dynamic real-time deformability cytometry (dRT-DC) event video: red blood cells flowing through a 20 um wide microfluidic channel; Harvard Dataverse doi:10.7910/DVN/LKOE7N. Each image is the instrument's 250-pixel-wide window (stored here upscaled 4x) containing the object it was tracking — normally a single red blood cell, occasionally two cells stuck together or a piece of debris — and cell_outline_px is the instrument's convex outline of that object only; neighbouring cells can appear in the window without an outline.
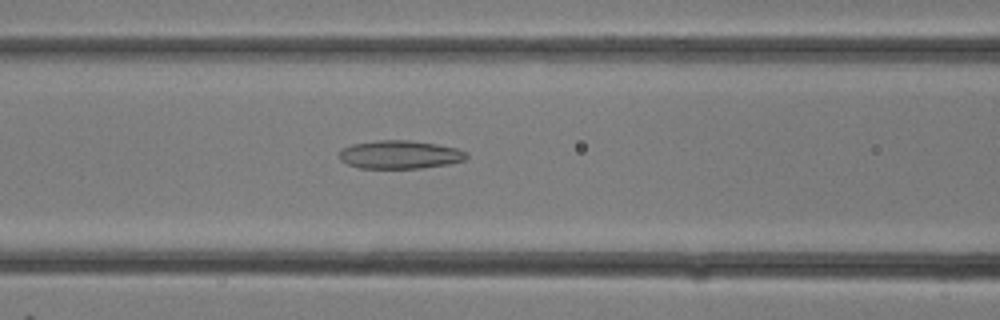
{"species": "common noctule bat (a hibernating species)", "species_latin": "Nyctalus noctula", "temperature_condition": "room temperature", "stored_images_in_passage": 8, "camera_frame_rate_fps": 3000, "um_per_image_px": 0.085, "animal": {"sex": "female"}, "frame": {"image": 1, "passage_image": 6, "time_ms": 1.667, "image_size_px": [1000, 320], "cell_outline_px": [[468, 156], [464, 160], [448, 164], [420, 168], [360, 168], [348, 164], [340, 160], [340, 148], [352, 144], [376, 140], [408, 140], [436, 144], [456, 148], [468, 152]], "centroid_in_image_um": [33.98, 13.14], "position_along_channel_um": 132.6, "area_um2": 20.98}}
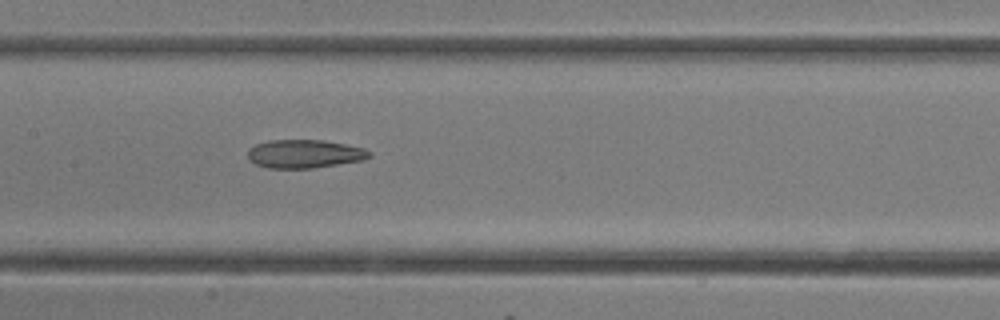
{"frame": {"image": 2, "passage_image": 8, "time_ms": 2.333, "image_size_px": [1000, 320], "cell_outline_px": [[372, 156], [364, 160], [312, 168], [268, 168], [256, 164], [248, 160], [248, 148], [256, 144], [268, 140], [324, 140], [364, 148], [372, 152]], "centroid_in_image_um": [25.88, 13.07], "position_along_channel_um": 181.5, "area_um2": 20.23}}